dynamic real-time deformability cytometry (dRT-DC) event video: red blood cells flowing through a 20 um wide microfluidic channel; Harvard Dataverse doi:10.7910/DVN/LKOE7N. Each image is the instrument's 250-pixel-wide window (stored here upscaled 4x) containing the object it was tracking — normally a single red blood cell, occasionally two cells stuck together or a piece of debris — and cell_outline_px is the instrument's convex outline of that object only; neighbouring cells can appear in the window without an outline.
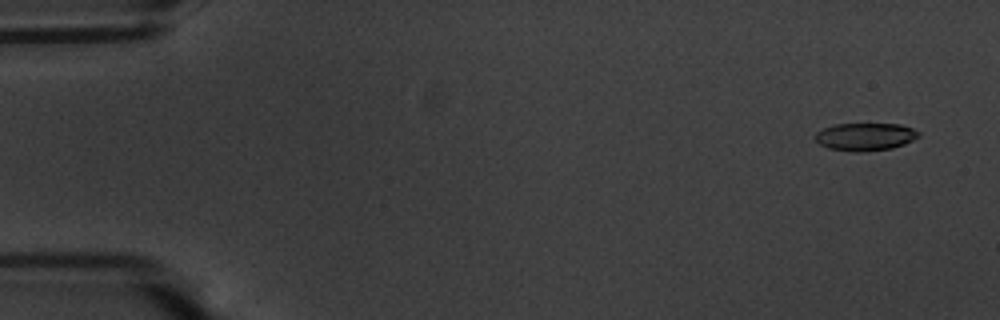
{"species": "common noctule bat (a hibernating species)", "species_latin": "Nyctalus noctula", "temperature_condition": "warm", "stored_images_in_passage": 54, "camera_frame_rate_fps": 3000, "um_per_image_px": 0.085, "animal": {"sex": "male", "body_mass_g": 20.1, "forearm_length_mm": 53.5}, "frame": {"image": 1, "passage_image": 1, "time_ms": 0.0, "image_size_px": [1000, 320], "cell_outline_px": [[920, 136], [904, 144], [892, 148], [860, 152], [852, 152], [828, 148], [820, 144], [816, 140], [816, 132], [832, 124], [900, 124], [912, 128], [920, 132]], "centroid_in_image_um": [73.55, 11.62], "position_along_channel_um": 11.5, "area_um2": 16.7}}
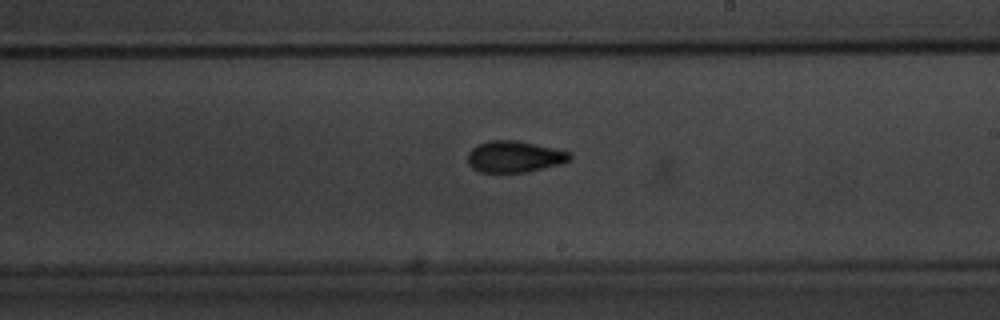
{"frame": {"image": 2, "passage_image": 31, "time_ms": 10.0, "image_size_px": [1000, 320], "cell_outline_px": [[572, 156], [568, 160], [560, 164], [524, 172], [480, 172], [472, 168], [468, 164], [468, 152], [476, 144], [488, 140], [516, 140], [572, 152]], "centroid_in_image_um": [43.69, 13.3], "position_along_channel_um": 245.3, "area_um2": 18.67}}
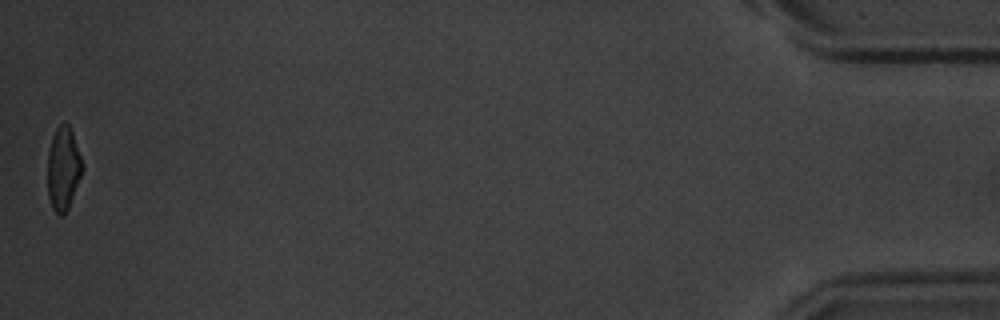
{"frame": {"image": 3, "passage_image": 54, "time_ms": 17.667, "image_size_px": [1000, 320], "cell_outline_px": [[84, 168], [68, 208], [60, 216], [52, 208], [48, 196], [48, 152], [52, 136], [56, 128], [60, 124], [68, 124], [72, 132], [84, 164]], "centroid_in_image_um": [5.38, 14.31], "position_along_channel_um": 429.8, "area_um2": 16.76}, "authors_computed_cell_mechanics": {"area_um2": 17.9758, "velocity_mm_per_s": 3.6116, "shape_relaxation_time_tau1_ms": 3.9134, "shape_relaxation_time_tau2_ms": 2.7984, "deformation_change_tau1": 0.1536, "deformation_change_tau2": 0.0996}}